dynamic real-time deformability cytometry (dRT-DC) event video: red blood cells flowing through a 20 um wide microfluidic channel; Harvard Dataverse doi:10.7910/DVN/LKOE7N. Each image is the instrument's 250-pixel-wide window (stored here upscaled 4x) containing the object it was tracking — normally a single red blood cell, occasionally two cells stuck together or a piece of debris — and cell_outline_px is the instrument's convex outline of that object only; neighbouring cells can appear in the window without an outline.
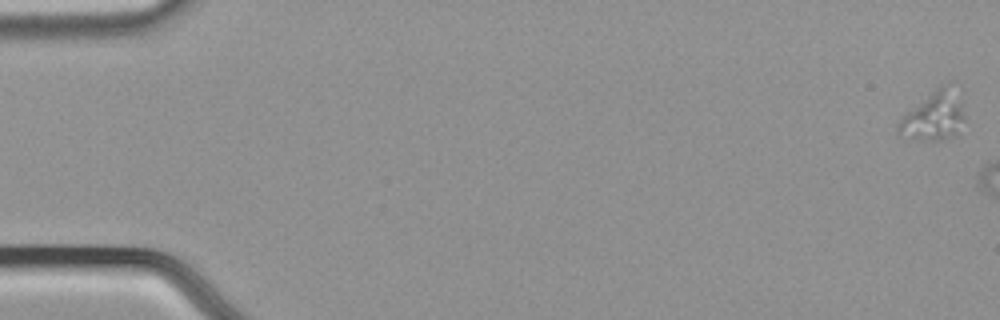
{"species": "common noctule bat (a hibernating species)", "species_latin": "Nyctalus noctula", "temperature_condition": "cold", "stored_images_in_passage": 15, "camera_frame_rate_fps": 3000, "um_per_image_px": 0.085, "animal": {"sex": "male", "body_mass_g": 21.5, "forearm_length_mm": 52.0}, "frame": {"image": 1, "passage_image": 1, "time_ms": 0.0, "image_size_px": [1000, 320], "cell_outline_px": [[964, 120], [956, 136], [940, 140], [916, 140], [896, 136], [896, 124], [908, 112], [936, 88], [948, 80], [952, 80], [964, 116]], "centroid_in_image_um": [79.36, 9.88], "position_along_channel_um": 5.6, "area_um2": 19.02}}